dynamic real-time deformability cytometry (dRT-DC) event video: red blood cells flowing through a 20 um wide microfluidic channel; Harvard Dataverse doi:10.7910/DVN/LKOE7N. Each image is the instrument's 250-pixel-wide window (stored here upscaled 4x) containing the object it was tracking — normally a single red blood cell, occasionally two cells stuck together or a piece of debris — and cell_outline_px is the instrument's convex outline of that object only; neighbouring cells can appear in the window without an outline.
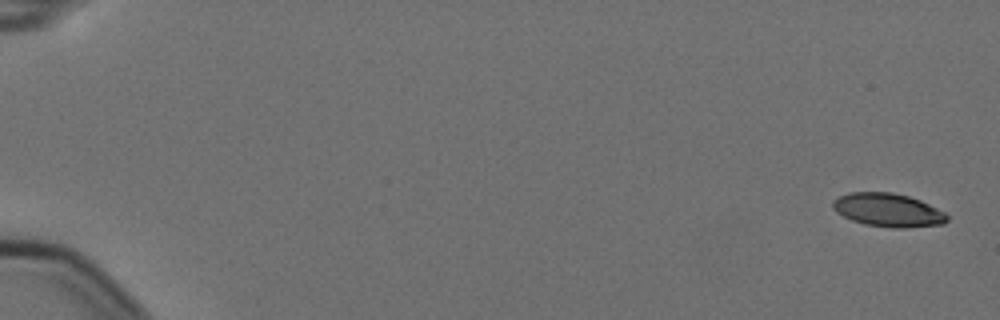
{"species": "Egyptian fruit bat (a non-hibernating species)", "species_latin": "Rousettus aegyptiacus", "temperature_condition": "cold", "stored_images_in_passage": 5, "camera_frame_rate_fps": 3000, "um_per_image_px": 0.085, "animal": {"sex": "female"}, "frame": {"image": 1, "passage_image": 1, "time_ms": 0.0, "image_size_px": [1000, 320], "cell_outline_px": [[948, 220], [944, 224], [904, 228], [892, 228], [864, 224], [852, 220], [836, 212], [832, 208], [832, 200], [848, 192], [892, 192], [908, 196], [920, 200], [944, 212], [948, 216]], "centroid_in_image_um": [75.47, 17.85], "position_along_channel_um": 9.5, "area_um2": 22.31}}
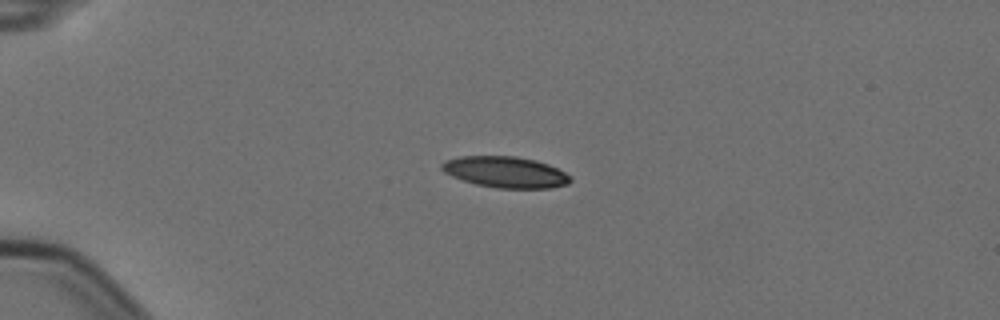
{"frame": {"image": 2, "passage_image": 5, "time_ms": 1.333, "image_size_px": [1000, 320], "cell_outline_px": [[572, 180], [568, 184], [552, 188], [496, 188], [476, 184], [452, 176], [444, 172], [440, 168], [440, 164], [444, 160], [460, 156], [516, 156], [536, 160], [548, 164], [572, 176]], "centroid_in_image_um": [42.96, 14.62], "position_along_channel_um": 42.0, "area_um2": 23.47}}